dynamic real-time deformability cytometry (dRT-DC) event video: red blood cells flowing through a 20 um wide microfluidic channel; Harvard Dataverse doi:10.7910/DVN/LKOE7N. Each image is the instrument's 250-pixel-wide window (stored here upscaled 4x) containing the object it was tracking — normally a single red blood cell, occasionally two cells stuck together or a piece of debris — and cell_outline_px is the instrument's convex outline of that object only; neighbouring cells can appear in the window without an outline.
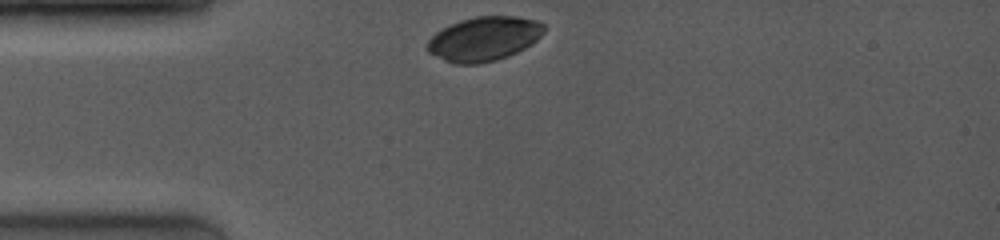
{"species": "common noctule bat (a hibernating species)", "species_latin": "Nyctalus noctula", "temperature_condition": "room temperature", "stored_images_in_passage": 10, "camera_frame_rate_fps": 4000, "um_per_image_px": 0.085, "animal": {"sex": "female", "body_mass_g": 19.0, "forearm_length_mm": 53.3}, "frame": {"image": 1, "passage_image": 1, "time_ms": 0.0, "image_size_px": [1000, 240], "cell_outline_px": [[548, 28], [536, 40], [524, 48], [508, 56], [496, 60], [480, 64], [452, 64], [428, 52], [424, 48], [424, 44], [436, 32], [460, 20], [476, 16], [516, 16], [536, 20], [544, 24]], "centroid_in_image_um": [41.12, 3.3], "position_along_channel_um": 43.9, "area_um2": 30.29}}
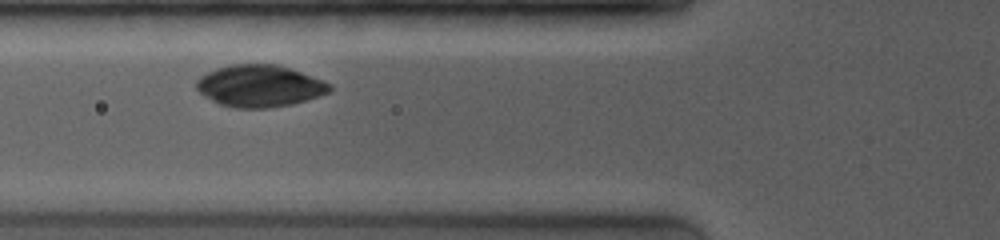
{"frame": {"image": 2, "passage_image": 7, "time_ms": 2.0, "image_size_px": [1000, 240], "cell_outline_px": [[332, 88], [328, 92], [292, 104], [268, 108], [232, 108], [220, 104], [204, 96], [196, 88], [196, 80], [200, 76], [216, 68], [232, 64], [276, 64], [324, 80], [332, 84]], "centroid_in_image_um": [22.04, 7.3], "position_along_channel_um": 103.8, "area_um2": 32.37}}